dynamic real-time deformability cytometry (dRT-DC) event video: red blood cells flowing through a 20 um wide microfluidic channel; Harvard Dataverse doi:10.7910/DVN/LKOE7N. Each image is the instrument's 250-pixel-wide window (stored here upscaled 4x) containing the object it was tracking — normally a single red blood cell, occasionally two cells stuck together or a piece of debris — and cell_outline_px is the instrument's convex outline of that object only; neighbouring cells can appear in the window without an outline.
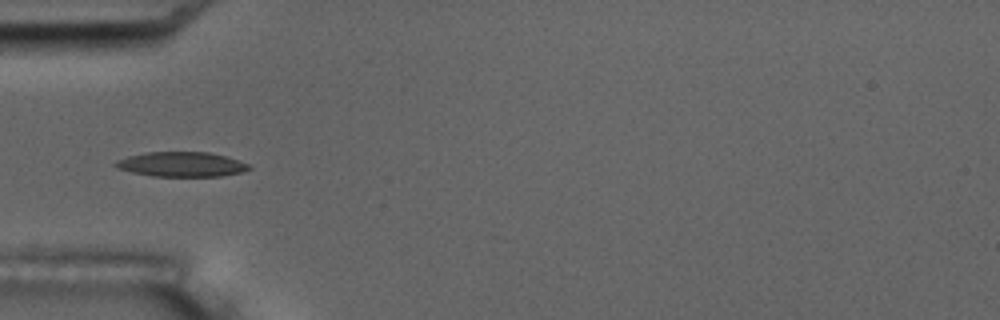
{"species": "common noctule bat (a hibernating species)", "species_latin": "Nyctalus noctula", "temperature_condition": "room temperature", "stored_images_in_passage": 10, "camera_frame_rate_fps": 3000, "um_per_image_px": 0.085, "animal": {"sex": "male", "body_mass_g": 17.5, "forearm_length_mm": 52.3}, "frame": {"image": 1, "passage_image": 6, "time_ms": 5.667, "image_size_px": [1000, 320], "cell_outline_px": [[252, 168], [240, 172], [220, 176], [152, 176], [132, 172], [116, 168], [112, 164], [116, 160], [128, 156], [148, 152], [208, 152], [224, 156], [248, 164]], "centroid_in_image_um": [15.36, 13.97], "position_along_channel_um": 69.6, "area_um2": 19.07}}
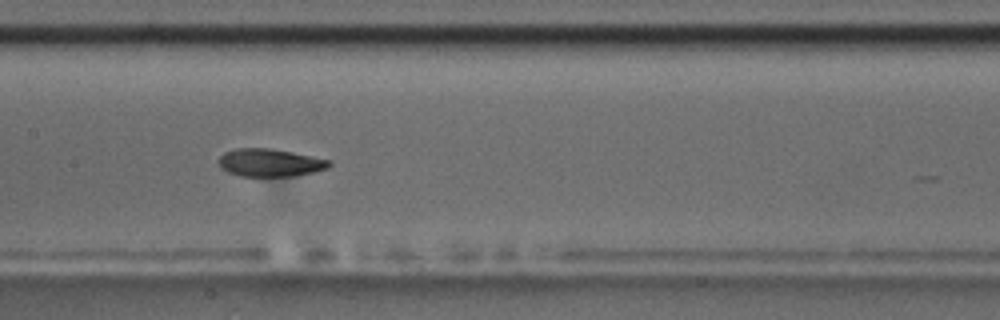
{"frame": {"image": 2, "passage_image": 9, "time_ms": 9.0, "image_size_px": [1000, 320], "cell_outline_px": [[332, 164], [328, 168], [316, 172], [296, 176], [240, 176], [228, 172], [220, 168], [216, 160], [224, 152], [236, 148], [272, 148], [332, 160]], "centroid_in_image_um": [22.95, 13.83], "position_along_channel_um": 184.4, "area_um2": 18.26}}